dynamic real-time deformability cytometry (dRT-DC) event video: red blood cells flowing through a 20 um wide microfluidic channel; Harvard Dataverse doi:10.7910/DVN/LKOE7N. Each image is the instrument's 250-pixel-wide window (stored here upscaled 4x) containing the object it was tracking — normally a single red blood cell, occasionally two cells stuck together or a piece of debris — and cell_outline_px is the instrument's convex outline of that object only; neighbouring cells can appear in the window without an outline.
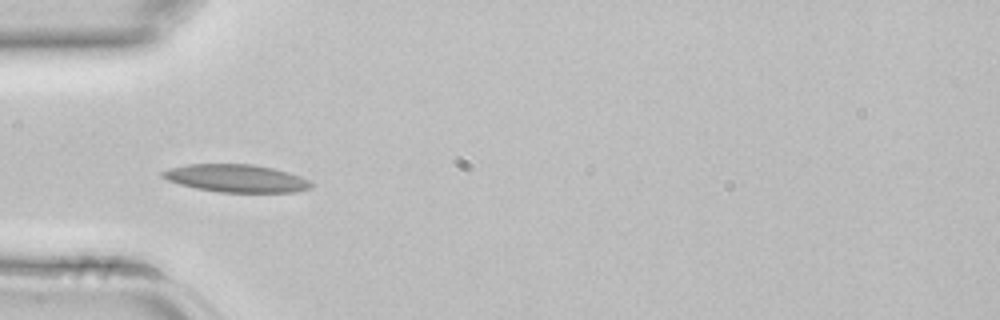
{"species": "common noctule bat (a hibernating species)", "species_latin": "Nyctalus noctula", "temperature_condition": "room temperature", "stored_images_in_passage": 4, "camera_frame_rate_fps": 3000, "um_per_image_px": 0.085, "animal": {"sex": "female", "body_mass_g": 22.7, "forearm_length_mm": 54.2}, "frame": {"image": 1, "passage_image": 4, "time_ms": 1.0, "image_size_px": [1000, 320], "cell_outline_px": [[312, 188], [292, 192], [220, 192], [196, 188], [180, 184], [168, 180], [160, 176], [160, 172], [168, 168], [188, 164], [252, 164], [272, 168], [288, 172], [300, 176], [308, 180], [312, 184]], "centroid_in_image_um": [20.05, 15.15], "position_along_channel_um": 65.0, "area_um2": 23.93}}